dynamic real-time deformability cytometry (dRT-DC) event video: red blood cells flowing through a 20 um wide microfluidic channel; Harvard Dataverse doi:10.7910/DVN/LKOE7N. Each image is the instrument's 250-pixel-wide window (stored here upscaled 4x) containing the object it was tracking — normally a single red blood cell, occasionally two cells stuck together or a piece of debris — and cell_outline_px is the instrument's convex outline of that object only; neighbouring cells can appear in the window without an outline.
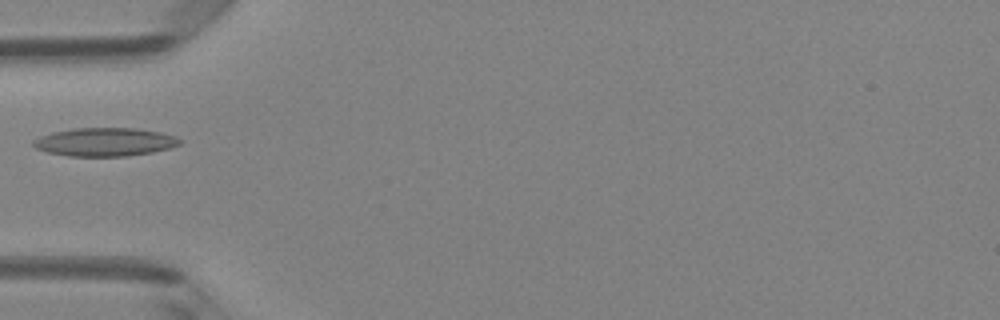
{"species": "Egyptian fruit bat (a non-hibernating species)", "species_latin": "Rousettus aegyptiacus", "temperature_condition": "room temperature", "stored_images_in_passage": 1, "camera_frame_rate_fps": 3000, "um_per_image_px": 0.085, "animal": {"sex": "female"}, "frame": {"image": 1, "passage_image": 1, "time_ms": 0.0, "image_size_px": [1000, 320], "cell_outline_px": [[180, 144], [168, 148], [152, 152], [124, 156], [68, 156], [48, 152], [36, 148], [32, 144], [32, 140], [40, 136], [52, 132], [72, 128], [132, 128], [160, 132], [176, 136], [180, 140]], "centroid_in_image_um": [8.87, 12.06], "position_along_channel_um": 76.1, "area_um2": 24.1}}